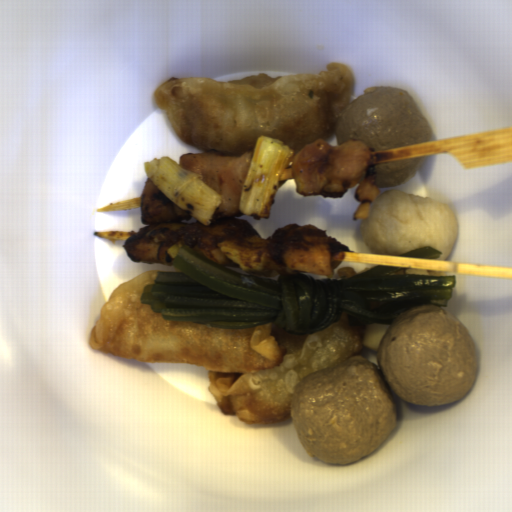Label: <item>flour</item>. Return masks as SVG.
<instances>
[{"mask_svg": "<svg viewBox=\"0 0 512 512\" xmlns=\"http://www.w3.org/2000/svg\"><path fill=\"white\" fill-rule=\"evenodd\" d=\"M338 277H339V280H341V276H344L346 275V279L348 277H351V276H355L356 275V272L354 271V269L352 267H349V266H343L341 267L338 271Z\"/></svg>", "mask_w": 512, "mask_h": 512, "instance_id": "3", "label": "flour"}, {"mask_svg": "<svg viewBox=\"0 0 512 512\" xmlns=\"http://www.w3.org/2000/svg\"><path fill=\"white\" fill-rule=\"evenodd\" d=\"M356 76L328 62L326 72L257 73L220 82L204 76L159 83L154 101L179 139L198 150L238 156L260 136L292 148L337 134V116L351 104Z\"/></svg>", "mask_w": 512, "mask_h": 512, "instance_id": "2", "label": "flour"}, {"mask_svg": "<svg viewBox=\"0 0 512 512\" xmlns=\"http://www.w3.org/2000/svg\"><path fill=\"white\" fill-rule=\"evenodd\" d=\"M157 269L111 292L91 329L92 350L138 363L186 364L209 370L207 390L227 418L248 424L292 419L298 383L312 372L360 356L368 324L342 312L323 331L295 335L273 322L255 328H218L164 320L141 304Z\"/></svg>", "mask_w": 512, "mask_h": 512, "instance_id": "1", "label": "flour"}]
</instances>
